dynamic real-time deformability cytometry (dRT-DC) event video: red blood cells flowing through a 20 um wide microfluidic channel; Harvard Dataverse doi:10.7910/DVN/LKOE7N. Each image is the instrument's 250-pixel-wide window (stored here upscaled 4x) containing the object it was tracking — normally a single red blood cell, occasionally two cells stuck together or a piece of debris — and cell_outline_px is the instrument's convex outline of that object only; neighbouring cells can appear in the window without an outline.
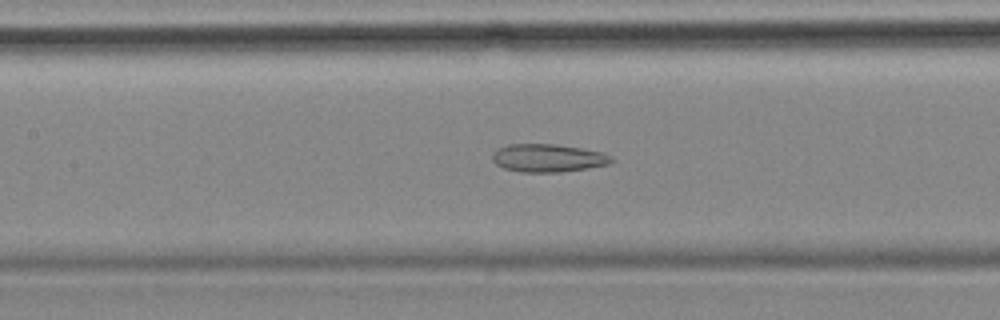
{"species": "common noctule bat (a hibernating species)", "species_latin": "Nyctalus noctula", "temperature_condition": "cold", "stored_images_in_passage": 56, "camera_frame_rate_fps": 3000, "um_per_image_px": 0.085, "animal": {"sex": "female", "body_mass_g": 18.4}, "frame": {"image": 1, "passage_image": 25, "time_ms": 8.0, "image_size_px": [1000, 320], "cell_outline_px": [[616, 160], [608, 164], [588, 168], [560, 172], [520, 172], [504, 168], [496, 164], [492, 160], [492, 156], [500, 148], [508, 144], [556, 144], [604, 152], [612, 156]], "centroid_in_image_um": [46.63, 13.43], "position_along_channel_um": 160.8, "area_um2": 19.42}}
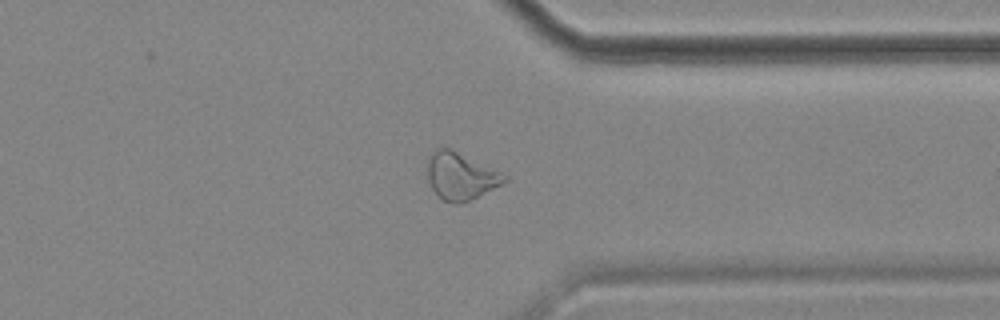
{"frame": {"image": 2, "passage_image": 43, "time_ms": 14.0, "image_size_px": [1000, 320], "cell_outline_px": [[508, 180], [504, 184], [468, 200], [456, 204], [444, 200], [432, 188], [428, 180], [428, 160], [432, 152], [436, 148], [444, 144], [508, 176]], "centroid_in_image_um": [39.15, 14.92], "position_along_channel_um": 372.2, "area_um2": 21.1}}
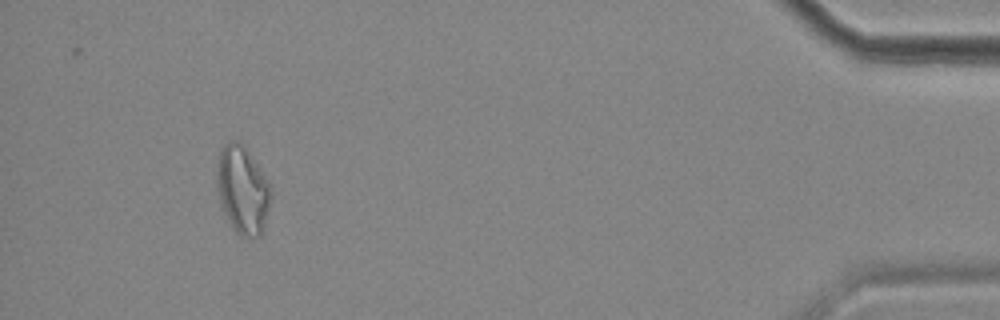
{"frame": {"image": 3, "passage_image": 52, "time_ms": 17.0, "image_size_px": [1000, 320], "cell_outline_px": [[272, 196], [264, 224], [260, 236], [240, 236], [236, 232], [228, 220], [220, 200], [216, 188], [216, 172], [220, 152], [224, 144], [228, 140], [240, 140], [244, 144], [268, 184]], "centroid_in_image_um": [20.59, 16.11], "position_along_channel_um": 414.6, "area_um2": 27.22}, "authors_computed_cell_mechanics": {"area_um2": 23.987, "velocity_mm_per_s": 3.5756, "shape_relaxation_time_tau1_ms": null, "shape_relaxation_time_tau2_ms": 3.6962, "deformation_change_tau1": null, "deformation_change_tau2": 0.1277}}